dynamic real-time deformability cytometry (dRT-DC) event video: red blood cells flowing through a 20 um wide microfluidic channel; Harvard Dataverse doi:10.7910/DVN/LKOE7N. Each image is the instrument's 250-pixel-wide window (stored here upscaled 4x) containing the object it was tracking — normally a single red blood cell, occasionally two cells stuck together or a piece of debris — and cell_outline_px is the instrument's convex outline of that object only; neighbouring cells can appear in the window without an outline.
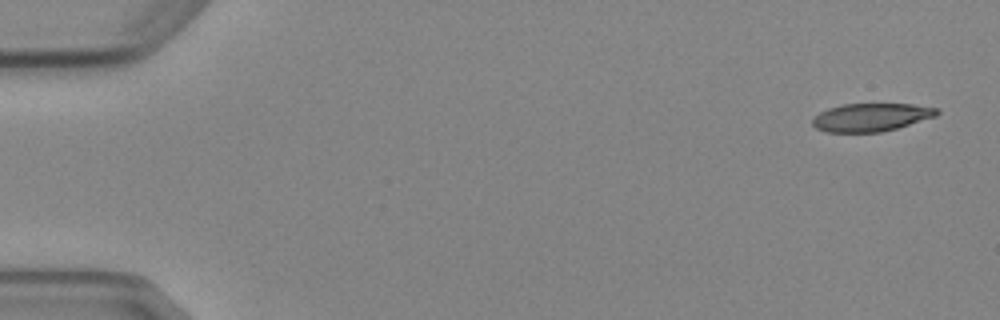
{"species": "Egyptian fruit bat (a non-hibernating species)", "species_latin": "Rousettus aegyptiacus", "temperature_condition": "cold", "stored_images_in_passage": 4, "camera_frame_rate_fps": 3000, "um_per_image_px": 0.085, "animal": {"sex": "female"}, "frame": {"image": 1, "passage_image": 1, "time_ms": 0.0, "image_size_px": [1000, 320], "cell_outline_px": [[940, 112], [936, 116], [896, 128], [880, 132], [828, 132], [816, 128], [812, 124], [812, 120], [820, 112], [828, 108], [844, 104], [912, 104], [940, 108]], "centroid_in_image_um": [74.06, 9.96], "position_along_channel_um": 10.9, "area_um2": 20.23}}
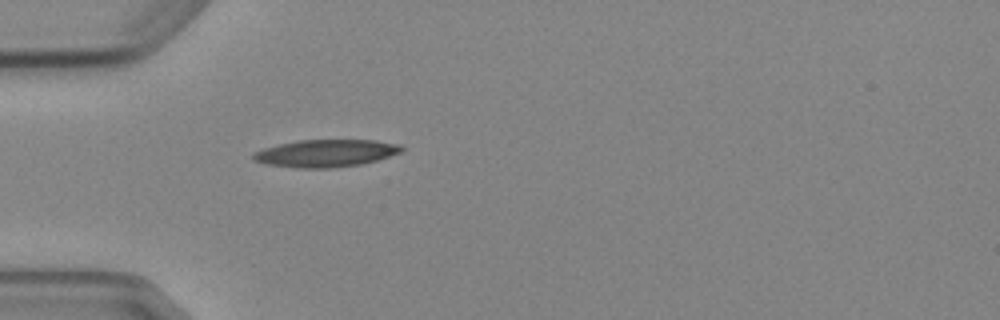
{"frame": {"image": 2, "passage_image": 4, "time_ms": 4.667, "image_size_px": [1000, 320], "cell_outline_px": [[404, 152], [376, 160], [360, 164], [328, 168], [296, 168], [268, 164], [252, 160], [252, 152], [264, 148], [280, 144], [300, 140], [376, 140], [400, 144], [404, 148]], "centroid_in_image_um": [27.71, 13.02], "position_along_channel_um": 57.3, "area_um2": 23.7}}